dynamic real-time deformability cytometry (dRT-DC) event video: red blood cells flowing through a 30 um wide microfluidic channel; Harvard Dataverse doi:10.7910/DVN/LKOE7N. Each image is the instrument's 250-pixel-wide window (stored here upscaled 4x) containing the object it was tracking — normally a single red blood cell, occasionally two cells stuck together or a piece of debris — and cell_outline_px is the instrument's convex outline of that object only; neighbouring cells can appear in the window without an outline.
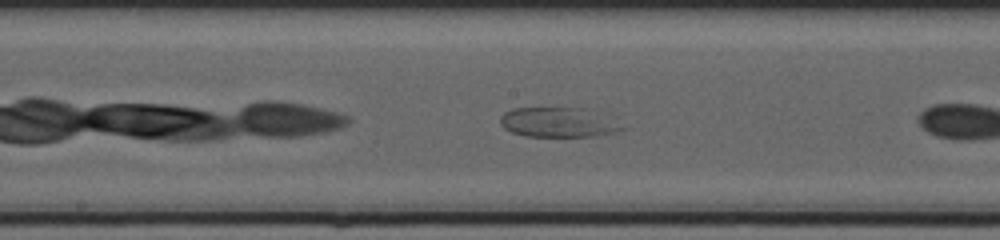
{"species": "common noctule bat (a hibernating species)", "species_latin": "Nyctalus noctula", "temperature_condition": "cold", "stored_images_in_passage": 16, "camera_frame_rate_fps": 3000, "um_per_image_px": 0.085, "animal": {"sex": "female", "body_mass_g": 20.0, "forearm_length_mm": 54.0}, "frame": {"image": 1, "passage_image": 12, "time_ms": 3.667, "image_size_px": [1000, 240], "cell_outline_px": [[624, 128], [616, 132], [596, 136], [528, 136], [512, 132], [504, 128], [500, 124], [500, 116], [504, 112], [512, 108], [580, 108]], "centroid_in_image_um": [47.26, 10.41], "position_along_channel_um": 200.9, "area_um2": 20.11}}